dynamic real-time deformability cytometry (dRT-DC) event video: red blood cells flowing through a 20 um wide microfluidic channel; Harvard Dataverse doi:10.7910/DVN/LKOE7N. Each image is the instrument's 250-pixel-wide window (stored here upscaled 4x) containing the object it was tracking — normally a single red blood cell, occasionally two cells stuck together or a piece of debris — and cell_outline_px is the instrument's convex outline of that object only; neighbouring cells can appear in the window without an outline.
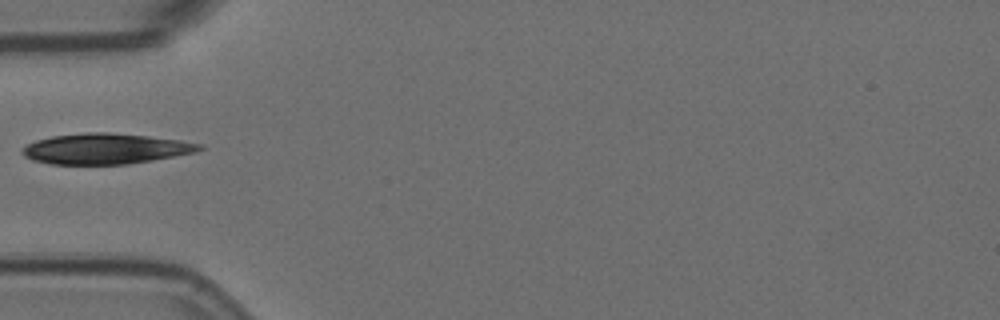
{"species": "Egyptian fruit bat (a non-hibernating species)", "species_latin": "Rousettus aegyptiacus", "temperature_condition": "room temperature", "stored_images_in_passage": 6, "camera_frame_rate_fps": 3000, "um_per_image_px": 0.085, "animal": {"sex": "female"}, "frame": {"image": 1, "passage_image": 5, "time_ms": 1.333, "image_size_px": [1000, 320], "cell_outline_px": [[204, 148], [196, 152], [152, 160], [128, 164], [52, 164], [32, 160], [24, 156], [20, 152], [20, 148], [36, 140], [52, 136], [88, 132], [108, 132], [148, 136], [180, 140], [204, 144]], "centroid_in_image_um": [8.95, 12.64], "position_along_channel_um": 76.0, "area_um2": 31.62}}
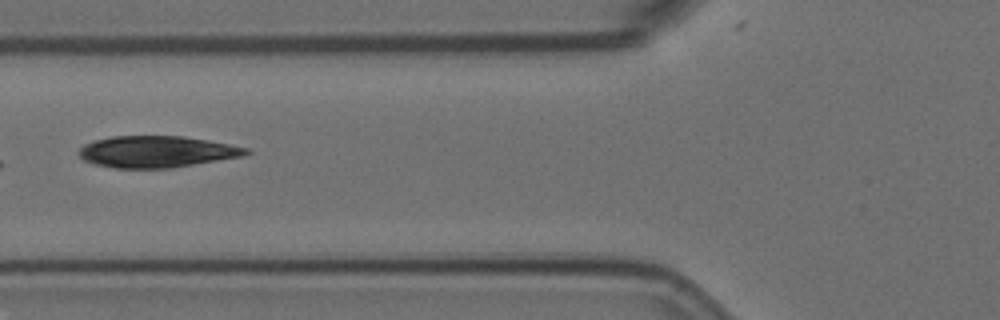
{"frame": {"image": 2, "passage_image": 6, "time_ms": 1.667, "image_size_px": [1000, 320], "cell_outline_px": [[252, 152], [244, 156], [172, 168], [116, 168], [96, 164], [84, 160], [80, 156], [80, 148], [84, 144], [96, 140], [112, 136], [184, 136], [208, 140], [248, 148]], "centroid_in_image_um": [13.36, 12.89], "position_along_channel_um": 112.4, "area_um2": 30.63}}